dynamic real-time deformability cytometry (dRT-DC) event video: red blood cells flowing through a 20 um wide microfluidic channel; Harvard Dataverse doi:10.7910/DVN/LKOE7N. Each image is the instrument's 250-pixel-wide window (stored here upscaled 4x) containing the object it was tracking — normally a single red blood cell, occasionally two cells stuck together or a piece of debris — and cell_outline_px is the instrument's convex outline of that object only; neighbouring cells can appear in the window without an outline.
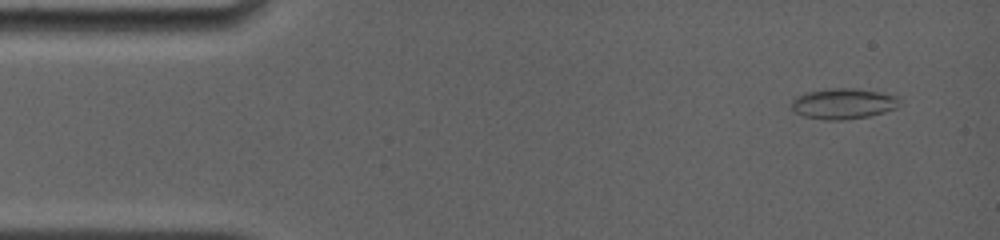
{"species": "common noctule bat (a hibernating species)", "species_latin": "Nyctalus noctula", "temperature_condition": "room temperature", "stored_images_in_passage": 18, "camera_frame_rate_fps": 4000, "um_per_image_px": 0.085, "animal": {"sex": "female", "body_mass_g": 19.0, "forearm_length_mm": 56.7}, "frame": {"image": 1, "passage_image": 2, "time_ms": 0.75, "image_size_px": [1000, 240], "cell_outline_px": [[904, 104], [896, 108], [884, 112], [868, 116], [844, 120], [824, 120], [804, 116], [792, 112], [792, 100], [796, 96], [808, 92], [832, 88], [856, 88], [900, 96]], "centroid_in_image_um": [71.73, 8.81], "position_along_channel_um": 13.3, "area_um2": 19.59}}
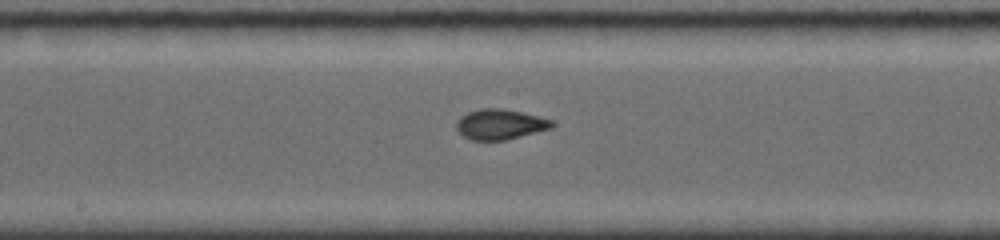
{"frame": {"image": 2, "passage_image": 12, "time_ms": 8.25, "image_size_px": [1000, 240], "cell_outline_px": [[556, 124], [552, 128], [504, 140], [472, 140], [464, 136], [456, 128], [456, 120], [460, 116], [468, 112], [480, 108], [500, 108], [540, 116], [552, 120]], "centroid_in_image_um": [42.51, 10.56], "position_along_channel_um": 205.7, "area_um2": 16.82}}
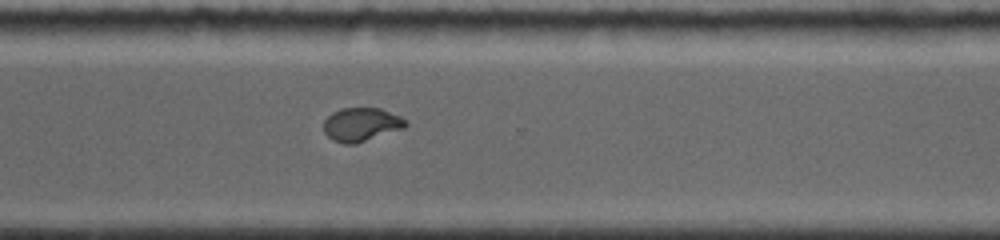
{"frame": {"image": 3, "passage_image": 18, "time_ms": 11.75, "image_size_px": [1000, 240], "cell_outline_px": [[408, 124], [404, 128], [356, 144], [344, 144], [332, 140], [324, 132], [324, 120], [332, 112], [344, 108], [380, 108], [400, 116], [408, 120]], "centroid_in_image_um": [30.72, 10.59], "position_along_channel_um": 339.9, "area_um2": 16.13}}